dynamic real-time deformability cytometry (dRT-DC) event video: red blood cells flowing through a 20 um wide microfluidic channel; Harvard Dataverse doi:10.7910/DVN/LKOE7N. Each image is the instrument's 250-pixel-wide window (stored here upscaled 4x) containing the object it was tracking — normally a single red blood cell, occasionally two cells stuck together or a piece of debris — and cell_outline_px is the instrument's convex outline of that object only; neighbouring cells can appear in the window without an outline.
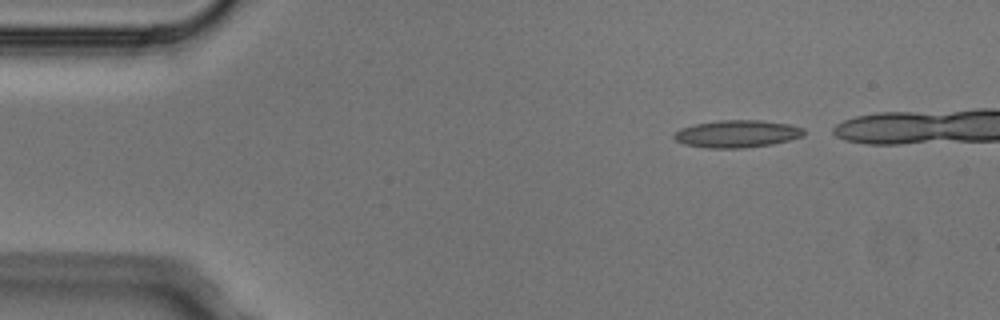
{"species": "Egyptian fruit bat (a non-hibernating species)", "species_latin": "Rousettus aegyptiacus", "temperature_condition": "cold", "stored_images_in_passage": 4, "camera_frame_rate_fps": 3000, "um_per_image_px": 0.085, "animal": {"sex": "male"}, "frame": {"image": 1, "passage_image": 1, "time_ms": 0.0, "image_size_px": [1000, 320], "cell_outline_px": [[804, 136], [772, 144], [744, 148], [708, 148], [684, 144], [676, 140], [672, 136], [680, 128], [696, 124], [716, 120], [760, 120], [788, 124], [804, 128]], "centroid_in_image_um": [62.64, 11.37], "position_along_channel_um": 22.4, "area_um2": 20.69}}